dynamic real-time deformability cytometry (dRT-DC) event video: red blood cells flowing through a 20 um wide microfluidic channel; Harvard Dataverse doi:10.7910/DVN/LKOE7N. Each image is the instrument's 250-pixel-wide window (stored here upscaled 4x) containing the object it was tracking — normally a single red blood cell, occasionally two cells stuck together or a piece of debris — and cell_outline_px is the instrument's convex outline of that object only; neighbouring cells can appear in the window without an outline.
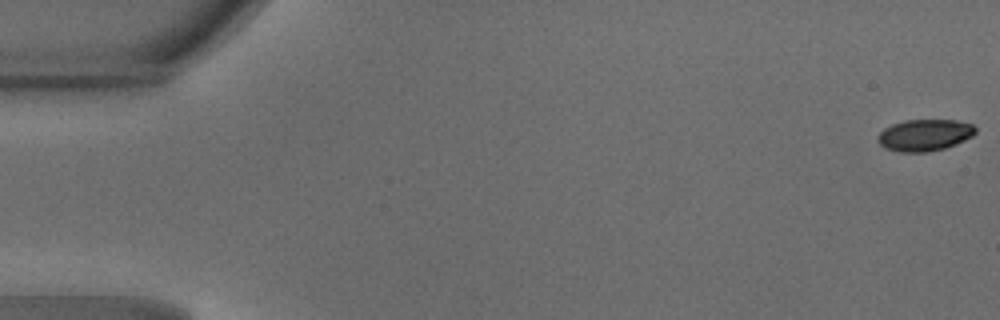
{"species": "common noctule bat (a hibernating species)", "species_latin": "Nyctalus noctula", "temperature_condition": "warm", "stored_images_in_passage": 7, "camera_frame_rate_fps": 3000, "um_per_image_px": 0.085, "animal": {"sex": "male", "body_mass_g": 18.8}, "frame": {"image": 1, "passage_image": 1, "time_ms": 0.0, "image_size_px": [1000, 320], "cell_outline_px": [[976, 132], [972, 136], [956, 144], [944, 148], [924, 152], [900, 152], [884, 148], [876, 140], [880, 132], [884, 128], [892, 124], [904, 120], [956, 120], [972, 124], [976, 128]], "centroid_in_image_um": [78.57, 11.48], "position_along_channel_um": 6.4, "area_um2": 18.03}}